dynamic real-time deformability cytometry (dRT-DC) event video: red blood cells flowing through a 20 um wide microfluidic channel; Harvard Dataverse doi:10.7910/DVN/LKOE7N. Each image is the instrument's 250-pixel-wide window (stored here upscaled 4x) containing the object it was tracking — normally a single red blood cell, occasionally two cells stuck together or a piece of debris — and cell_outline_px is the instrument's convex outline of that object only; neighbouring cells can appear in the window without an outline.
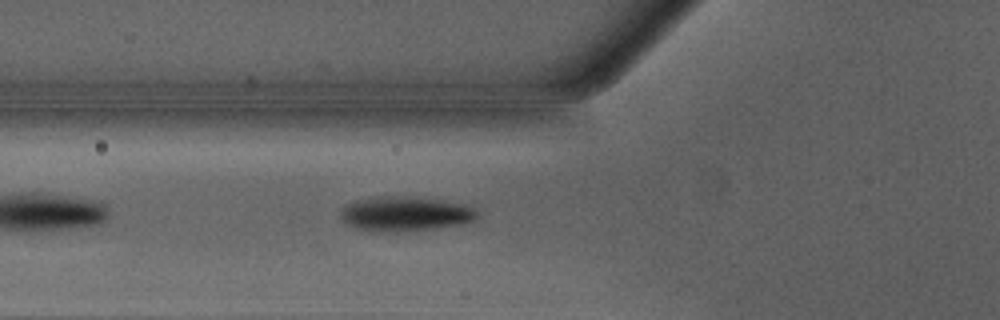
{"species": "Egyptian fruit bat (a non-hibernating species)", "species_latin": "Rousettus aegyptiacus", "temperature_condition": "warm", "stored_images_in_passage": 31, "camera_frame_rate_fps": 3000, "um_per_image_px": 0.085, "animal": {"sex": "male"}, "frame": {"image": 1, "passage_image": 4, "time_ms": 1.0, "image_size_px": [1000, 320], "cell_outline_px": [[480, 216], [476, 220], [460, 224], [432, 228], [388, 232], [380, 232], [356, 228], [348, 224], [340, 216], [340, 208], [344, 204], [356, 200], [376, 196], [404, 196], [436, 200], [464, 204], [472, 208]], "centroid_in_image_um": [34.38, 18.16], "position_along_channel_um": 91.4, "area_um2": 27.34}}
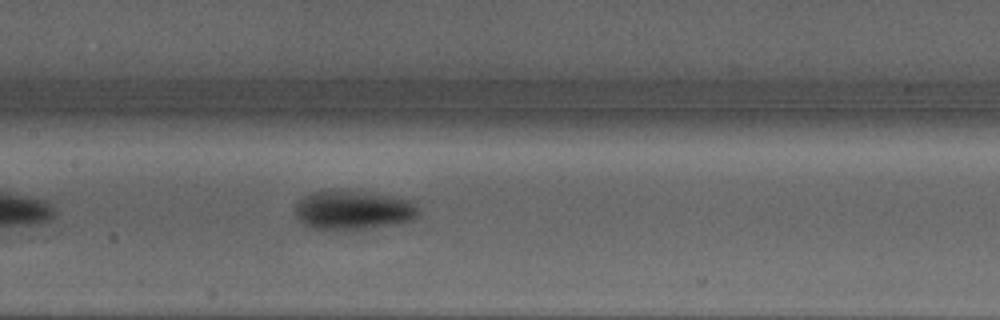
{"frame": {"image": 2, "passage_image": 10, "time_ms": 3.0, "image_size_px": [1000, 320], "cell_outline_px": [[416, 216], [412, 220], [360, 228], [312, 228], [304, 224], [296, 216], [296, 204], [304, 196], [312, 192], [332, 188], [368, 192], [416, 200]], "centroid_in_image_um": [29.99, 17.79], "position_along_channel_um": 177.4, "area_um2": 27.69}}
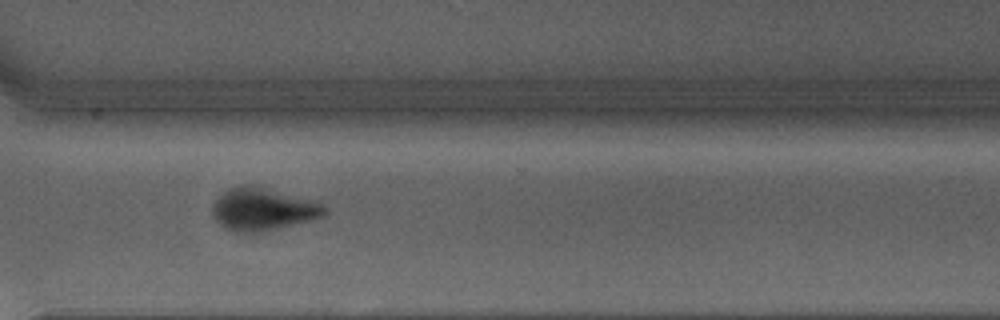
{"frame": {"image": 3, "passage_image": 22, "time_ms": 7.0, "image_size_px": [1000, 320], "cell_outline_px": [[328, 212], [324, 216], [260, 232], [236, 232], [220, 224], [216, 220], [212, 212], [212, 204], [224, 192], [232, 188], [244, 184], [248, 184], [320, 200], [328, 208]], "centroid_in_image_um": [22.42, 17.76], "position_along_channel_um": 348.2, "area_um2": 27.74}}